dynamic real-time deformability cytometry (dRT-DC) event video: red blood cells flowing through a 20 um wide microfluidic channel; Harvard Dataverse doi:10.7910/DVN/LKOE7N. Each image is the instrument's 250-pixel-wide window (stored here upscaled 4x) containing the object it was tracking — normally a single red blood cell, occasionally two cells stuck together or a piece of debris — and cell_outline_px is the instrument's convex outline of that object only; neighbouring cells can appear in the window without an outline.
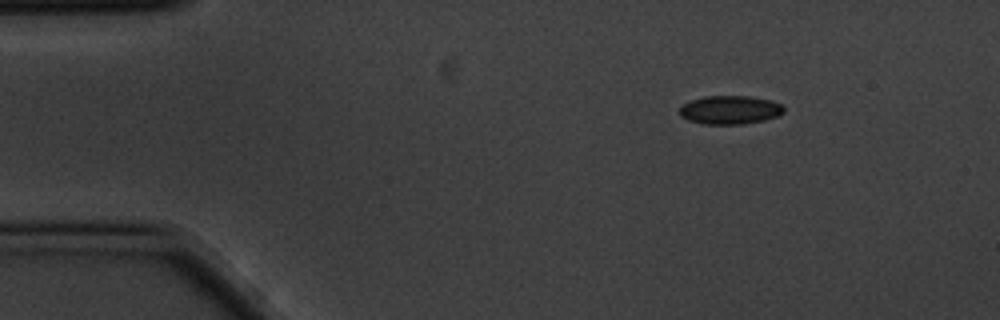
{"species": "common noctule bat (a hibernating species)", "species_latin": "Nyctalus noctula", "temperature_condition": "cold", "stored_images_in_passage": 10, "camera_frame_rate_fps": 3000, "um_per_image_px": 0.085, "animal": {"sex": "male", "body_mass_g": 20.1, "forearm_length_mm": 53.5}, "frame": {"image": 1, "passage_image": 1, "time_ms": 0.0, "image_size_px": [1000, 320], "cell_outline_px": [[784, 112], [780, 116], [764, 120], [744, 124], [704, 124], [688, 120], [680, 116], [680, 108], [684, 104], [692, 100], [704, 96], [748, 96], [772, 100], [780, 104], [784, 108]], "centroid_in_image_um": [62.08, 9.34], "position_along_channel_um": 22.9, "area_um2": 17.4}}
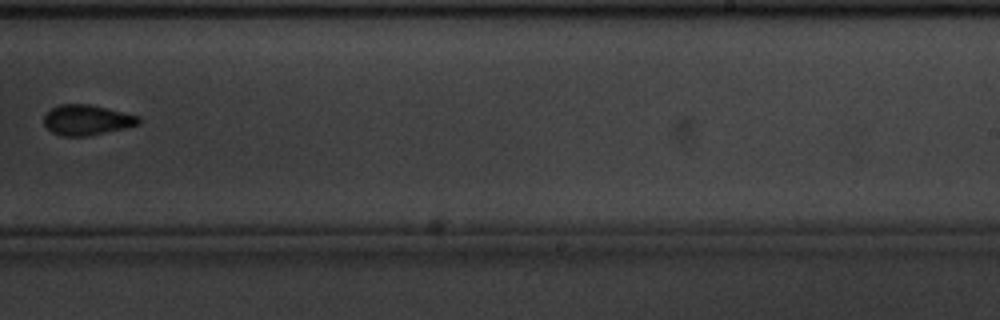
{"frame": {"image": 2, "passage_image": 9, "time_ms": 2.667, "image_size_px": [1000, 320], "cell_outline_px": [[140, 124], [124, 128], [88, 136], [60, 136], [52, 132], [44, 124], [44, 116], [52, 108], [60, 104], [88, 104], [108, 108], [140, 116]], "centroid_in_image_um": [7.39, 10.2], "position_along_channel_um": 281.6, "area_um2": 16.7}}